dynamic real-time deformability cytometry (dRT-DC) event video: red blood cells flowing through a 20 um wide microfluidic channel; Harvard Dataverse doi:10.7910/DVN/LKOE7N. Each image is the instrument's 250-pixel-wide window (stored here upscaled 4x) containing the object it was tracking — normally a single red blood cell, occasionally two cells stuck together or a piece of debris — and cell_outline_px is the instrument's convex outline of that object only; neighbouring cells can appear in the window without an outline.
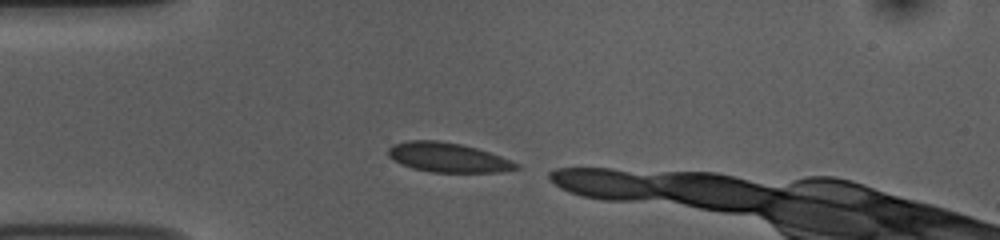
{"species": "common noctule bat (a hibernating species)", "species_latin": "Nyctalus noctula", "temperature_condition": "room temperature", "stored_images_in_passage": 5, "camera_frame_rate_fps": 3000, "um_per_image_px": 0.085, "animal": {"sex": "female", "body_mass_g": 10.0, "forearm_length_mm": 53.1}, "frame": {"image": 1, "passage_image": 1, "time_ms": 0.0, "image_size_px": [1000, 240], "cell_outline_px": [[520, 168], [504, 172], [432, 172], [412, 168], [400, 164], [388, 156], [388, 148], [392, 144], [408, 140], [436, 140], [460, 144], [476, 148], [500, 156], [520, 164]], "centroid_in_image_um": [38.06, 13.39], "position_along_channel_um": 46.9, "area_um2": 22.02}}